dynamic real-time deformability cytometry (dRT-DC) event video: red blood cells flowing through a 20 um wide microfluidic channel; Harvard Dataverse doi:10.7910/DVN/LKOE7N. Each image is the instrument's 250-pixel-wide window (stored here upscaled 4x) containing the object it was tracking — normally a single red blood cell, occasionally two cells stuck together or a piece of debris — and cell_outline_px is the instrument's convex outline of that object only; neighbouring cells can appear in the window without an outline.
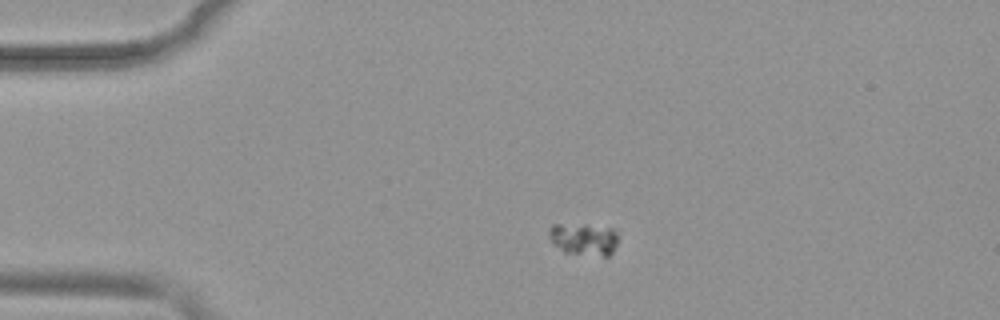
{"species": "common noctule bat (a hibernating species)", "species_latin": "Nyctalus noctula", "temperature_condition": "warm", "stored_images_in_passage": 46, "camera_frame_rate_fps": 3000, "um_per_image_px": 0.085, "animal": {"sex": "female", "body_mass_g": 19.9}, "frame": {"image": 1, "passage_image": 1, "time_ms": 0.0, "image_size_px": [1000, 320], "cell_outline_px": [[616, 244], [612, 252], [608, 256], [604, 256], [564, 252], [552, 244], [548, 236], [548, 228], [552, 224], [584, 224], [612, 228], [616, 232]], "centroid_in_image_um": [49.56, 20.3], "position_along_channel_um": 35.4, "area_um2": 13.06}}
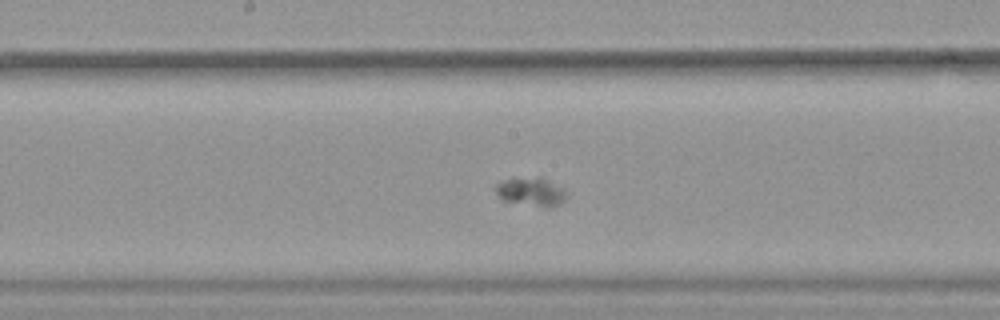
{"frame": {"image": 2, "passage_image": 19, "time_ms": 6.0, "image_size_px": [1000, 320], "cell_outline_px": [[564, 200], [560, 204], [552, 208], [544, 208], [504, 200], [496, 192], [496, 184], [500, 180], [512, 176], [544, 176], [564, 188]], "centroid_in_image_um": [45.14, 16.24], "position_along_channel_um": 203.1, "area_um2": 12.37}}
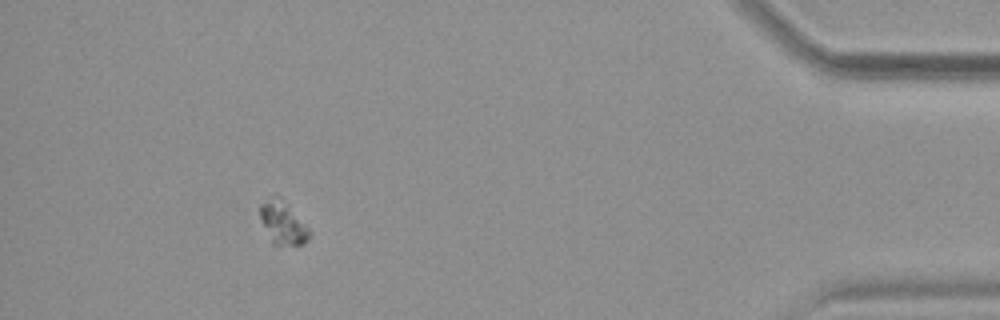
{"frame": {"image": 3, "passage_image": 41, "time_ms": 13.333, "image_size_px": [1000, 320], "cell_outline_px": [[308, 236], [304, 244], [272, 244], [260, 220], [260, 204], [276, 192], [288, 204], [308, 228]], "centroid_in_image_um": [23.98, 18.88], "position_along_channel_um": 411.2, "area_um2": 12.2}}